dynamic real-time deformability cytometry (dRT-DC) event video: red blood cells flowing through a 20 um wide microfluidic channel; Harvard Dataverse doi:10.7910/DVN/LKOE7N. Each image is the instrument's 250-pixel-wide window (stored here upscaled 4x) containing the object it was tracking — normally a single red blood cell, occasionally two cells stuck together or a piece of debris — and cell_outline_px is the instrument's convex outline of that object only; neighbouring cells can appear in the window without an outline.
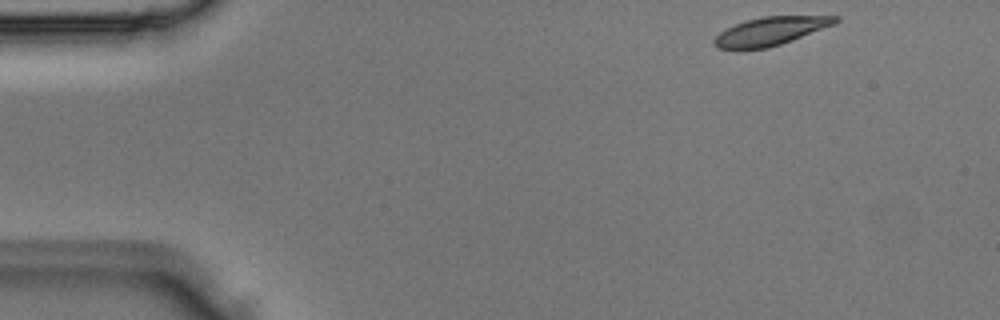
{"species": "Egyptian fruit bat (a non-hibernating species)", "species_latin": "Rousettus aegyptiacus", "temperature_condition": "room temperature", "stored_images_in_passage": 2, "camera_frame_rate_fps": 3000, "um_per_image_px": 0.085, "animal": {"sex": "male"}, "frame": {"image": 1, "passage_image": 1, "time_ms": 0.0, "image_size_px": [1000, 320], "cell_outline_px": [[840, 20], [836, 24], [792, 40], [768, 48], [716, 48], [712, 44], [712, 40], [720, 32], [744, 20], [764, 16], [840, 16]], "centroid_in_image_um": [65.52, 2.63], "position_along_channel_um": 19.5, "area_um2": 19.83}}